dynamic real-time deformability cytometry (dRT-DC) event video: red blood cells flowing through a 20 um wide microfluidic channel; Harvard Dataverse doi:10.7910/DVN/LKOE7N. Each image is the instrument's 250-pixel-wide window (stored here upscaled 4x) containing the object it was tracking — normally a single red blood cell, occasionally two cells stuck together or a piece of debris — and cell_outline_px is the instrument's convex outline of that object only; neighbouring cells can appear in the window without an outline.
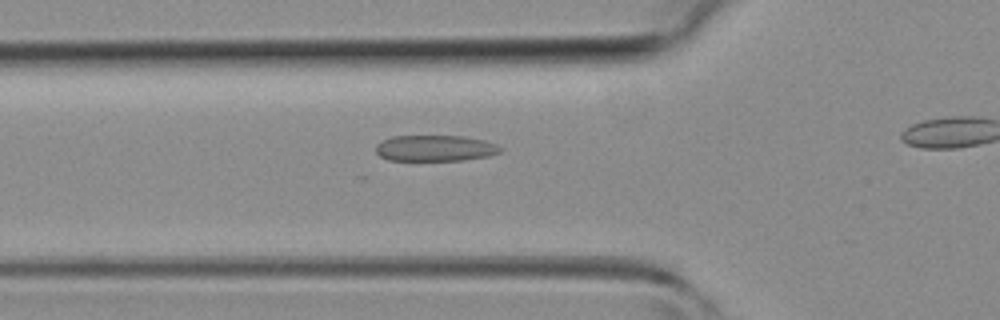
{"species": "common noctule bat (a hibernating species)", "species_latin": "Nyctalus noctula", "temperature_condition": "room temperature", "stored_images_in_passage": 15, "camera_frame_rate_fps": 3000, "um_per_image_px": 0.085, "animal": {"sex": "female", "body_mass_g": 19.3, "forearm_length_mm": 54.1}, "frame": {"image": 1, "passage_image": 11, "time_ms": 3.333, "image_size_px": [1000, 320], "cell_outline_px": [[504, 148], [500, 152], [488, 156], [464, 160], [388, 160], [380, 156], [376, 152], [376, 144], [392, 136], [464, 136], [484, 140], [496, 144]], "centroid_in_image_um": [37.01, 12.59], "position_along_channel_um": 88.8, "area_um2": 18.9}}
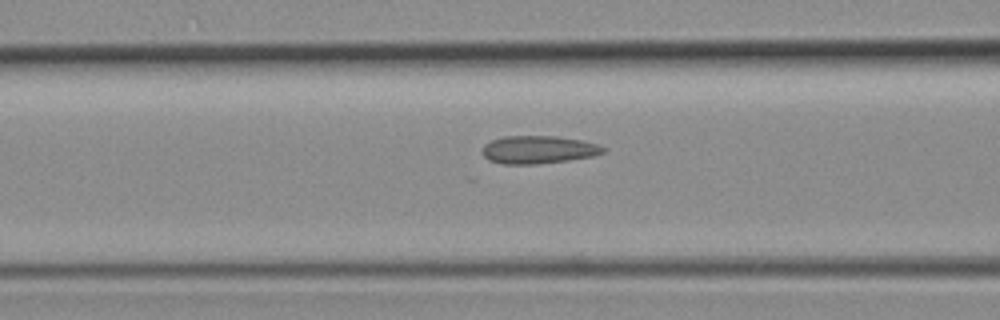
{"frame": {"image": 2, "passage_image": 13, "time_ms": 4.0, "image_size_px": [1000, 320], "cell_outline_px": [[608, 148], [604, 152], [592, 156], [568, 160], [536, 164], [500, 164], [488, 160], [480, 152], [484, 144], [492, 140], [504, 136], [556, 136], [580, 140], [596, 144]], "centroid_in_image_um": [45.71, 12.72], "position_along_channel_um": 120.9, "area_um2": 19.71}}